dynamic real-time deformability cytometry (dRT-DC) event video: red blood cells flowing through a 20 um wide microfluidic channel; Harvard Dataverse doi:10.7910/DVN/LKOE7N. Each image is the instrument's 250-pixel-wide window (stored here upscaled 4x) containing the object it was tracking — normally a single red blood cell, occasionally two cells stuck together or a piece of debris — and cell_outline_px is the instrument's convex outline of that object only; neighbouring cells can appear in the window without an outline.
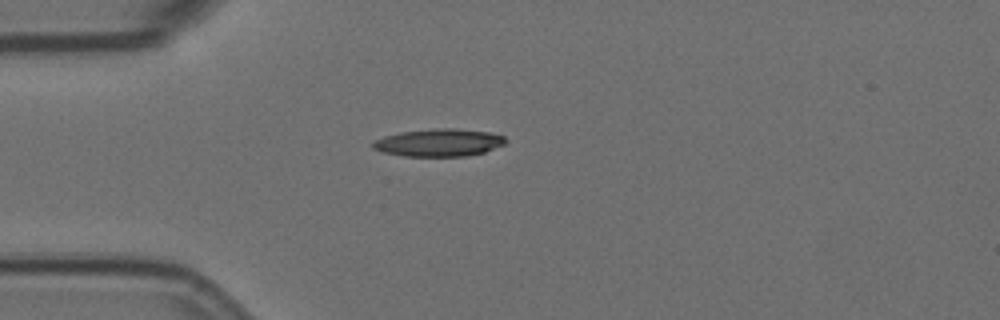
{"species": "Egyptian fruit bat (a non-hibernating species)", "species_latin": "Rousettus aegyptiacus", "temperature_condition": "room temperature", "stored_images_in_passage": 4, "camera_frame_rate_fps": 3000, "um_per_image_px": 0.085, "animal": {"sex": "female"}, "frame": {"image": 1, "passage_image": 1, "time_ms": 0.0, "image_size_px": [1000, 320], "cell_outline_px": [[504, 144], [484, 152], [464, 156], [404, 156], [384, 152], [372, 148], [372, 140], [384, 136], [400, 132], [436, 128], [456, 128], [488, 132], [504, 136]], "centroid_in_image_um": [37.26, 12.11], "position_along_channel_um": 47.7, "area_um2": 21.21}}
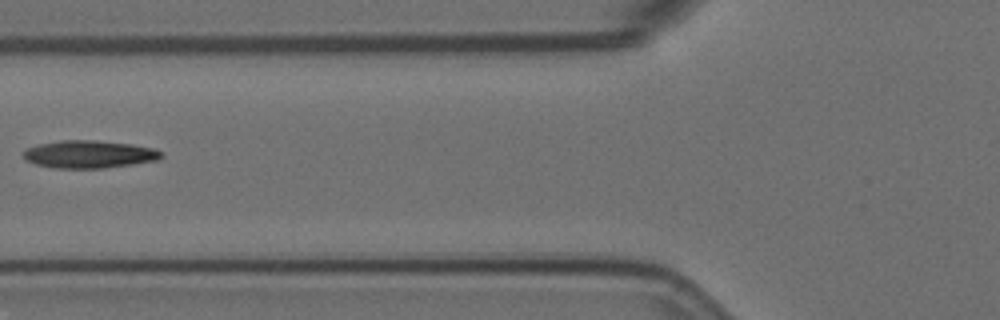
{"frame": {"image": 2, "passage_image": 3, "time_ms": 0.667, "image_size_px": [1000, 320], "cell_outline_px": [[164, 156], [160, 160], [104, 168], [56, 168], [36, 164], [28, 160], [24, 156], [24, 152], [28, 148], [36, 144], [60, 140], [96, 140], [132, 144], [152, 148], [160, 152]], "centroid_in_image_um": [7.6, 13.1], "position_along_channel_um": 118.2, "area_um2": 22.14}}
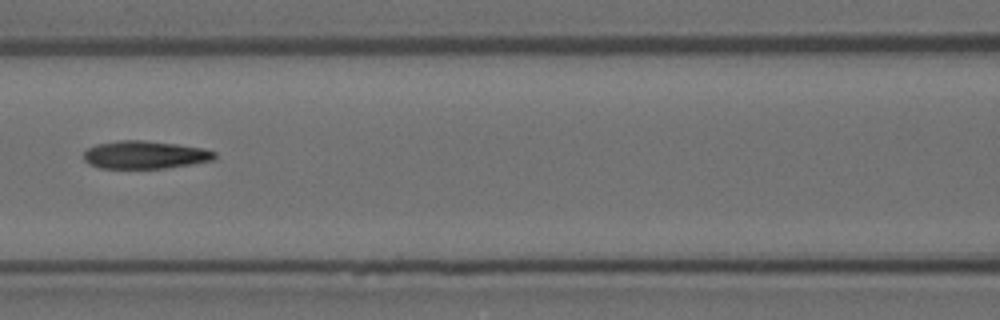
{"frame": {"image": 3, "passage_image": 4, "time_ms": 1.0, "image_size_px": [1000, 320], "cell_outline_px": [[216, 156], [212, 160], [192, 164], [164, 168], [100, 168], [88, 164], [84, 160], [84, 152], [88, 148], [96, 144], [120, 140], [144, 140], [176, 144], [204, 148], [216, 152]], "centroid_in_image_um": [12.3, 13.16], "position_along_channel_um": 154.3, "area_um2": 21.27}}